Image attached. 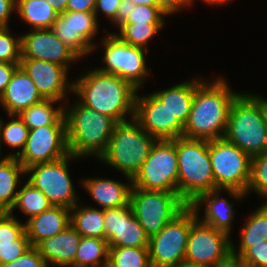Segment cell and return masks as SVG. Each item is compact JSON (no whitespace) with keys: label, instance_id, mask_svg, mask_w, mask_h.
Listing matches in <instances>:
<instances>
[{"label":"cell","instance_id":"6da1fadb","mask_svg":"<svg viewBox=\"0 0 267 267\" xmlns=\"http://www.w3.org/2000/svg\"><path fill=\"white\" fill-rule=\"evenodd\" d=\"M138 89L131 83L96 68L73 80V95L84 106L123 122L135 117Z\"/></svg>","mask_w":267,"mask_h":267},{"label":"cell","instance_id":"7a4b0ae2","mask_svg":"<svg viewBox=\"0 0 267 267\" xmlns=\"http://www.w3.org/2000/svg\"><path fill=\"white\" fill-rule=\"evenodd\" d=\"M231 87L223 76L204 79L196 87L183 137L208 141L224 138L230 107L241 93Z\"/></svg>","mask_w":267,"mask_h":267},{"label":"cell","instance_id":"3957f363","mask_svg":"<svg viewBox=\"0 0 267 267\" xmlns=\"http://www.w3.org/2000/svg\"><path fill=\"white\" fill-rule=\"evenodd\" d=\"M224 138L248 155L267 152V98L241 91L234 99Z\"/></svg>","mask_w":267,"mask_h":267},{"label":"cell","instance_id":"277c9868","mask_svg":"<svg viewBox=\"0 0 267 267\" xmlns=\"http://www.w3.org/2000/svg\"><path fill=\"white\" fill-rule=\"evenodd\" d=\"M64 104L68 150L77 158L94 156L99 159L106 151L110 137L118 123L82 105L77 99Z\"/></svg>","mask_w":267,"mask_h":267},{"label":"cell","instance_id":"5b68a950","mask_svg":"<svg viewBox=\"0 0 267 267\" xmlns=\"http://www.w3.org/2000/svg\"><path fill=\"white\" fill-rule=\"evenodd\" d=\"M178 194L189 205L202 193L215 190L209 141L176 138Z\"/></svg>","mask_w":267,"mask_h":267},{"label":"cell","instance_id":"8992f818","mask_svg":"<svg viewBox=\"0 0 267 267\" xmlns=\"http://www.w3.org/2000/svg\"><path fill=\"white\" fill-rule=\"evenodd\" d=\"M156 141L135 118L118 122L105 153L98 160L121 172L124 178L133 179Z\"/></svg>","mask_w":267,"mask_h":267},{"label":"cell","instance_id":"52a82bcc","mask_svg":"<svg viewBox=\"0 0 267 267\" xmlns=\"http://www.w3.org/2000/svg\"><path fill=\"white\" fill-rule=\"evenodd\" d=\"M105 33L100 39L101 44L96 43L93 48V52L97 51L100 45L103 48V66L95 68L104 73L114 74L141 90L151 73L146 60L149 51L124 42L113 32Z\"/></svg>","mask_w":267,"mask_h":267},{"label":"cell","instance_id":"ba28073f","mask_svg":"<svg viewBox=\"0 0 267 267\" xmlns=\"http://www.w3.org/2000/svg\"><path fill=\"white\" fill-rule=\"evenodd\" d=\"M129 203L134 216L149 238L157 234L166 223L171 222L188 206L178 193L133 186Z\"/></svg>","mask_w":267,"mask_h":267},{"label":"cell","instance_id":"9c48e42d","mask_svg":"<svg viewBox=\"0 0 267 267\" xmlns=\"http://www.w3.org/2000/svg\"><path fill=\"white\" fill-rule=\"evenodd\" d=\"M80 158L71 154L49 163H38L25 169L26 179L34 188L41 190L53 206L72 209L79 201V193L71 180L70 164Z\"/></svg>","mask_w":267,"mask_h":267},{"label":"cell","instance_id":"30bf717a","mask_svg":"<svg viewBox=\"0 0 267 267\" xmlns=\"http://www.w3.org/2000/svg\"><path fill=\"white\" fill-rule=\"evenodd\" d=\"M196 220V213L188 205L157 234L149 238L151 267H174L185 261L188 235Z\"/></svg>","mask_w":267,"mask_h":267},{"label":"cell","instance_id":"8fae6325","mask_svg":"<svg viewBox=\"0 0 267 267\" xmlns=\"http://www.w3.org/2000/svg\"><path fill=\"white\" fill-rule=\"evenodd\" d=\"M176 139L157 140L132 179V186L178 193Z\"/></svg>","mask_w":267,"mask_h":267},{"label":"cell","instance_id":"7c38bea8","mask_svg":"<svg viewBox=\"0 0 267 267\" xmlns=\"http://www.w3.org/2000/svg\"><path fill=\"white\" fill-rule=\"evenodd\" d=\"M215 189H235L246 194L252 157L225 138L209 141Z\"/></svg>","mask_w":267,"mask_h":267},{"label":"cell","instance_id":"4fadbf2b","mask_svg":"<svg viewBox=\"0 0 267 267\" xmlns=\"http://www.w3.org/2000/svg\"><path fill=\"white\" fill-rule=\"evenodd\" d=\"M99 21L94 12L65 11L59 14L50 28L53 33L80 59L93 53Z\"/></svg>","mask_w":267,"mask_h":267},{"label":"cell","instance_id":"5bb4252c","mask_svg":"<svg viewBox=\"0 0 267 267\" xmlns=\"http://www.w3.org/2000/svg\"><path fill=\"white\" fill-rule=\"evenodd\" d=\"M69 153L66 125H45L30 129L23 151L17 160L24 169L59 160Z\"/></svg>","mask_w":267,"mask_h":267},{"label":"cell","instance_id":"9a60e30c","mask_svg":"<svg viewBox=\"0 0 267 267\" xmlns=\"http://www.w3.org/2000/svg\"><path fill=\"white\" fill-rule=\"evenodd\" d=\"M231 237L198 219L191 225L185 261L211 267L231 252Z\"/></svg>","mask_w":267,"mask_h":267},{"label":"cell","instance_id":"2e32d148","mask_svg":"<svg viewBox=\"0 0 267 267\" xmlns=\"http://www.w3.org/2000/svg\"><path fill=\"white\" fill-rule=\"evenodd\" d=\"M134 118L157 140L183 136L184 125L153 92L141 96L137 92Z\"/></svg>","mask_w":267,"mask_h":267},{"label":"cell","instance_id":"e0dca14e","mask_svg":"<svg viewBox=\"0 0 267 267\" xmlns=\"http://www.w3.org/2000/svg\"><path fill=\"white\" fill-rule=\"evenodd\" d=\"M20 66L34 82L43 99L64 104L71 100L69 95H73V80H69V70L65 66L38 59H21Z\"/></svg>","mask_w":267,"mask_h":267},{"label":"cell","instance_id":"ac0fdd59","mask_svg":"<svg viewBox=\"0 0 267 267\" xmlns=\"http://www.w3.org/2000/svg\"><path fill=\"white\" fill-rule=\"evenodd\" d=\"M222 192H224V194L226 192L230 195L229 197L234 199V201L236 200V202H241L247 196L245 193L235 189H215L210 192L202 193L190 203L189 206L194 210L200 222L231 236V231L234 228L233 221L237 210L234 209L235 203L221 197ZM201 207L204 208V214L202 216L200 213L202 210Z\"/></svg>","mask_w":267,"mask_h":267},{"label":"cell","instance_id":"d6986e66","mask_svg":"<svg viewBox=\"0 0 267 267\" xmlns=\"http://www.w3.org/2000/svg\"><path fill=\"white\" fill-rule=\"evenodd\" d=\"M21 59H38L65 66L81 59L51 29L28 30L21 35Z\"/></svg>","mask_w":267,"mask_h":267},{"label":"cell","instance_id":"ffe728a7","mask_svg":"<svg viewBox=\"0 0 267 267\" xmlns=\"http://www.w3.org/2000/svg\"><path fill=\"white\" fill-rule=\"evenodd\" d=\"M105 239L108 247H148L149 237L129 204L104 210Z\"/></svg>","mask_w":267,"mask_h":267},{"label":"cell","instance_id":"44dd1931","mask_svg":"<svg viewBox=\"0 0 267 267\" xmlns=\"http://www.w3.org/2000/svg\"><path fill=\"white\" fill-rule=\"evenodd\" d=\"M127 183L106 177L81 179V187L100 207V209L117 208L129 204L132 179L126 177Z\"/></svg>","mask_w":267,"mask_h":267},{"label":"cell","instance_id":"7402d4cb","mask_svg":"<svg viewBox=\"0 0 267 267\" xmlns=\"http://www.w3.org/2000/svg\"><path fill=\"white\" fill-rule=\"evenodd\" d=\"M43 98L28 74L19 66L0 96V104L7 115H18L22 110L41 102Z\"/></svg>","mask_w":267,"mask_h":267},{"label":"cell","instance_id":"603a6c76","mask_svg":"<svg viewBox=\"0 0 267 267\" xmlns=\"http://www.w3.org/2000/svg\"><path fill=\"white\" fill-rule=\"evenodd\" d=\"M81 235L69 225L65 230L39 242L35 248L47 266H74Z\"/></svg>","mask_w":267,"mask_h":267},{"label":"cell","instance_id":"cb8c5ba5","mask_svg":"<svg viewBox=\"0 0 267 267\" xmlns=\"http://www.w3.org/2000/svg\"><path fill=\"white\" fill-rule=\"evenodd\" d=\"M71 222V209L64 206H51L48 210L24 222L25 232L32 247L46 238L65 230Z\"/></svg>","mask_w":267,"mask_h":267},{"label":"cell","instance_id":"d4e9b609","mask_svg":"<svg viewBox=\"0 0 267 267\" xmlns=\"http://www.w3.org/2000/svg\"><path fill=\"white\" fill-rule=\"evenodd\" d=\"M203 80L202 77L194 75L190 80L153 93L168 107L173 116L185 125L191 111L195 89Z\"/></svg>","mask_w":267,"mask_h":267},{"label":"cell","instance_id":"484cf974","mask_svg":"<svg viewBox=\"0 0 267 267\" xmlns=\"http://www.w3.org/2000/svg\"><path fill=\"white\" fill-rule=\"evenodd\" d=\"M252 212L240 231L238 248L234 240H231V252L236 255L241 256L252 244L267 241V204L263 202Z\"/></svg>","mask_w":267,"mask_h":267},{"label":"cell","instance_id":"4316f807","mask_svg":"<svg viewBox=\"0 0 267 267\" xmlns=\"http://www.w3.org/2000/svg\"><path fill=\"white\" fill-rule=\"evenodd\" d=\"M24 175L25 169L17 158L8 157L0 163V212L12 210Z\"/></svg>","mask_w":267,"mask_h":267},{"label":"cell","instance_id":"83f0119b","mask_svg":"<svg viewBox=\"0 0 267 267\" xmlns=\"http://www.w3.org/2000/svg\"><path fill=\"white\" fill-rule=\"evenodd\" d=\"M18 116L29 130L45 125H66L64 103L52 99H43L22 110Z\"/></svg>","mask_w":267,"mask_h":267},{"label":"cell","instance_id":"f1b7e54d","mask_svg":"<svg viewBox=\"0 0 267 267\" xmlns=\"http://www.w3.org/2000/svg\"><path fill=\"white\" fill-rule=\"evenodd\" d=\"M166 17L168 15L158 5H135L130 0H121L111 24L117 29L124 23L166 24Z\"/></svg>","mask_w":267,"mask_h":267},{"label":"cell","instance_id":"f546056e","mask_svg":"<svg viewBox=\"0 0 267 267\" xmlns=\"http://www.w3.org/2000/svg\"><path fill=\"white\" fill-rule=\"evenodd\" d=\"M81 200L71 209L70 225L82 237L105 239L104 210L81 204Z\"/></svg>","mask_w":267,"mask_h":267},{"label":"cell","instance_id":"4dcf8cb0","mask_svg":"<svg viewBox=\"0 0 267 267\" xmlns=\"http://www.w3.org/2000/svg\"><path fill=\"white\" fill-rule=\"evenodd\" d=\"M16 13L31 30L50 29L59 15L46 0H16Z\"/></svg>","mask_w":267,"mask_h":267},{"label":"cell","instance_id":"1f68e13d","mask_svg":"<svg viewBox=\"0 0 267 267\" xmlns=\"http://www.w3.org/2000/svg\"><path fill=\"white\" fill-rule=\"evenodd\" d=\"M108 244L106 239L81 237L74 258L75 267H107Z\"/></svg>","mask_w":267,"mask_h":267},{"label":"cell","instance_id":"d6a6232c","mask_svg":"<svg viewBox=\"0 0 267 267\" xmlns=\"http://www.w3.org/2000/svg\"><path fill=\"white\" fill-rule=\"evenodd\" d=\"M22 183L24 184L19 188L15 204L9 212L10 214H14V211L18 208L28 220L29 218L48 210L52 206L41 190L34 188L26 180Z\"/></svg>","mask_w":267,"mask_h":267},{"label":"cell","instance_id":"836d02e7","mask_svg":"<svg viewBox=\"0 0 267 267\" xmlns=\"http://www.w3.org/2000/svg\"><path fill=\"white\" fill-rule=\"evenodd\" d=\"M9 122H5L0 117V141L1 145L10 147L14 152L6 154L8 157H17L23 151L27 138L29 128L23 123L18 115H7Z\"/></svg>","mask_w":267,"mask_h":267},{"label":"cell","instance_id":"e575fe53","mask_svg":"<svg viewBox=\"0 0 267 267\" xmlns=\"http://www.w3.org/2000/svg\"><path fill=\"white\" fill-rule=\"evenodd\" d=\"M165 26V24L124 23L117 29L115 34L124 42L149 51L148 43L151 42L153 37L159 35V32L164 30L163 27Z\"/></svg>","mask_w":267,"mask_h":267},{"label":"cell","instance_id":"d590c367","mask_svg":"<svg viewBox=\"0 0 267 267\" xmlns=\"http://www.w3.org/2000/svg\"><path fill=\"white\" fill-rule=\"evenodd\" d=\"M107 267H151L148 247H109Z\"/></svg>","mask_w":267,"mask_h":267},{"label":"cell","instance_id":"8d00e7d4","mask_svg":"<svg viewBox=\"0 0 267 267\" xmlns=\"http://www.w3.org/2000/svg\"><path fill=\"white\" fill-rule=\"evenodd\" d=\"M251 192L264 198V203L267 202V152L252 156L246 195L248 196Z\"/></svg>","mask_w":267,"mask_h":267},{"label":"cell","instance_id":"74e56055","mask_svg":"<svg viewBox=\"0 0 267 267\" xmlns=\"http://www.w3.org/2000/svg\"><path fill=\"white\" fill-rule=\"evenodd\" d=\"M10 27L0 28V62L20 64L21 34H11Z\"/></svg>","mask_w":267,"mask_h":267},{"label":"cell","instance_id":"f35d334b","mask_svg":"<svg viewBox=\"0 0 267 267\" xmlns=\"http://www.w3.org/2000/svg\"><path fill=\"white\" fill-rule=\"evenodd\" d=\"M25 232V224L9 212H0V245L13 244Z\"/></svg>","mask_w":267,"mask_h":267},{"label":"cell","instance_id":"ab89813d","mask_svg":"<svg viewBox=\"0 0 267 267\" xmlns=\"http://www.w3.org/2000/svg\"><path fill=\"white\" fill-rule=\"evenodd\" d=\"M31 247L32 246L26 232L13 241V244L0 245V266L21 257Z\"/></svg>","mask_w":267,"mask_h":267},{"label":"cell","instance_id":"60d3db41","mask_svg":"<svg viewBox=\"0 0 267 267\" xmlns=\"http://www.w3.org/2000/svg\"><path fill=\"white\" fill-rule=\"evenodd\" d=\"M240 257L245 267H267V241L252 244Z\"/></svg>","mask_w":267,"mask_h":267},{"label":"cell","instance_id":"b9f144b4","mask_svg":"<svg viewBox=\"0 0 267 267\" xmlns=\"http://www.w3.org/2000/svg\"><path fill=\"white\" fill-rule=\"evenodd\" d=\"M0 267H47L44 258L35 247H31L24 255Z\"/></svg>","mask_w":267,"mask_h":267},{"label":"cell","instance_id":"7bdbcfd3","mask_svg":"<svg viewBox=\"0 0 267 267\" xmlns=\"http://www.w3.org/2000/svg\"><path fill=\"white\" fill-rule=\"evenodd\" d=\"M121 0H96L94 13L98 19L100 12L106 16L110 23L116 18Z\"/></svg>","mask_w":267,"mask_h":267},{"label":"cell","instance_id":"ee69618b","mask_svg":"<svg viewBox=\"0 0 267 267\" xmlns=\"http://www.w3.org/2000/svg\"><path fill=\"white\" fill-rule=\"evenodd\" d=\"M158 6L170 17L173 14L191 8V0H157Z\"/></svg>","mask_w":267,"mask_h":267},{"label":"cell","instance_id":"f6af8a7d","mask_svg":"<svg viewBox=\"0 0 267 267\" xmlns=\"http://www.w3.org/2000/svg\"><path fill=\"white\" fill-rule=\"evenodd\" d=\"M16 11V0H0V28H7L12 14Z\"/></svg>","mask_w":267,"mask_h":267},{"label":"cell","instance_id":"bcb514c9","mask_svg":"<svg viewBox=\"0 0 267 267\" xmlns=\"http://www.w3.org/2000/svg\"><path fill=\"white\" fill-rule=\"evenodd\" d=\"M20 64L0 62V96L11 81L13 74Z\"/></svg>","mask_w":267,"mask_h":267},{"label":"cell","instance_id":"7dc6e473","mask_svg":"<svg viewBox=\"0 0 267 267\" xmlns=\"http://www.w3.org/2000/svg\"><path fill=\"white\" fill-rule=\"evenodd\" d=\"M96 0H67L66 11L94 12Z\"/></svg>","mask_w":267,"mask_h":267},{"label":"cell","instance_id":"c3c4849f","mask_svg":"<svg viewBox=\"0 0 267 267\" xmlns=\"http://www.w3.org/2000/svg\"><path fill=\"white\" fill-rule=\"evenodd\" d=\"M211 267H245L239 255L230 252L225 258L219 260Z\"/></svg>","mask_w":267,"mask_h":267},{"label":"cell","instance_id":"681fc988","mask_svg":"<svg viewBox=\"0 0 267 267\" xmlns=\"http://www.w3.org/2000/svg\"><path fill=\"white\" fill-rule=\"evenodd\" d=\"M46 2L52 6L58 14H62L66 11L67 0H46Z\"/></svg>","mask_w":267,"mask_h":267},{"label":"cell","instance_id":"f907efd6","mask_svg":"<svg viewBox=\"0 0 267 267\" xmlns=\"http://www.w3.org/2000/svg\"><path fill=\"white\" fill-rule=\"evenodd\" d=\"M196 0H191L192 4L195 3ZM202 3L204 2L207 5H210L211 7L216 5H223V4H227L228 2H230L231 0H200Z\"/></svg>","mask_w":267,"mask_h":267},{"label":"cell","instance_id":"816d5d0a","mask_svg":"<svg viewBox=\"0 0 267 267\" xmlns=\"http://www.w3.org/2000/svg\"><path fill=\"white\" fill-rule=\"evenodd\" d=\"M135 5H158L157 0H130Z\"/></svg>","mask_w":267,"mask_h":267},{"label":"cell","instance_id":"f5cc1de1","mask_svg":"<svg viewBox=\"0 0 267 267\" xmlns=\"http://www.w3.org/2000/svg\"><path fill=\"white\" fill-rule=\"evenodd\" d=\"M174 267H207V266H202V265L193 264V263L183 261L182 263H179L178 265H176Z\"/></svg>","mask_w":267,"mask_h":267},{"label":"cell","instance_id":"db71d44e","mask_svg":"<svg viewBox=\"0 0 267 267\" xmlns=\"http://www.w3.org/2000/svg\"><path fill=\"white\" fill-rule=\"evenodd\" d=\"M1 149H3V148H2V145H1V141H0V163L3 162V161H5L8 158L7 155H3L2 156L3 153H1Z\"/></svg>","mask_w":267,"mask_h":267},{"label":"cell","instance_id":"11a10c76","mask_svg":"<svg viewBox=\"0 0 267 267\" xmlns=\"http://www.w3.org/2000/svg\"><path fill=\"white\" fill-rule=\"evenodd\" d=\"M47 267H75V266L67 265V266H47Z\"/></svg>","mask_w":267,"mask_h":267}]
</instances>
